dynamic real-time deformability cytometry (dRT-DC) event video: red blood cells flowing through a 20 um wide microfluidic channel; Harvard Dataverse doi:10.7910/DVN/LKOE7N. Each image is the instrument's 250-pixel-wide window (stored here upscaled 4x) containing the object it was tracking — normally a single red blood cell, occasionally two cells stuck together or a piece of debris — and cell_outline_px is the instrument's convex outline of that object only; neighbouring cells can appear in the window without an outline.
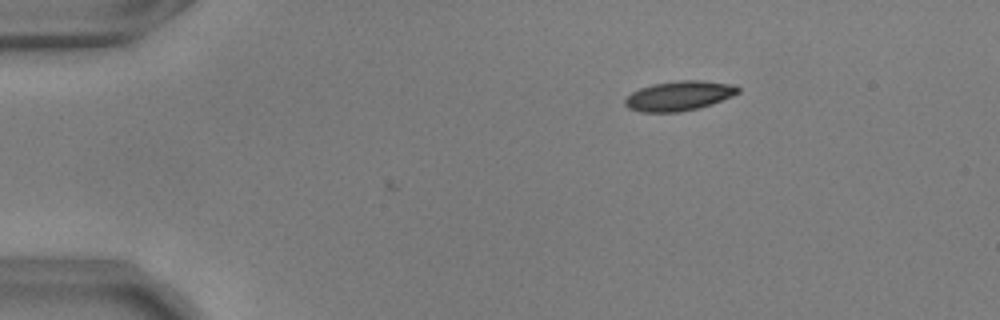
{"species": "common noctule bat (a hibernating species)", "species_latin": "Nyctalus noctula", "temperature_condition": "warm", "stored_images_in_passage": 2, "camera_frame_rate_fps": 3000, "um_per_image_px": 0.085, "animal": {"sex": "male", "body_mass_g": 17.9, "forearm_length_mm": 54.2}, "frame": {"image": 1, "passage_image": 2, "time_ms": 0.333, "image_size_px": [1000, 320], "cell_outline_px": [[740, 92], [732, 96], [712, 104], [700, 108], [680, 112], [640, 112], [628, 108], [624, 104], [624, 100], [632, 92], [640, 88], [652, 84], [680, 80], [700, 80], [736, 84], [740, 88]], "centroid_in_image_um": [57.74, 8.14], "position_along_channel_um": 27.3, "area_um2": 19.77}}